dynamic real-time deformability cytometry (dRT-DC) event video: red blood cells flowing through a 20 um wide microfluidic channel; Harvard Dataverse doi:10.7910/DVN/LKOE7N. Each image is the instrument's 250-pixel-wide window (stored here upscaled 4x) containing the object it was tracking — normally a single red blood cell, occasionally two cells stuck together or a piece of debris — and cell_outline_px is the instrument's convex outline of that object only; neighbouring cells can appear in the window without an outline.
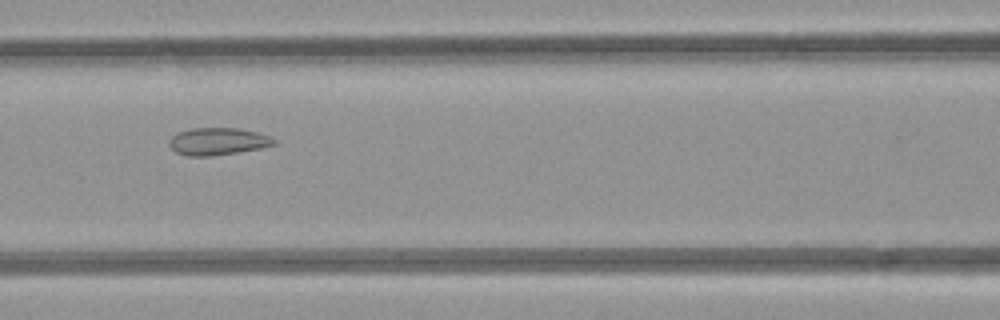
{"species": "common noctule bat (a hibernating species)", "species_latin": "Nyctalus noctula", "temperature_condition": "room temperature", "stored_images_in_passage": 7, "camera_frame_rate_fps": 3000, "um_per_image_px": 0.085, "animal": {"sex": "female", "body_mass_g": 21.9}, "frame": {"image": 1, "passage_image": 6, "time_ms": 6.667, "image_size_px": [1000, 320], "cell_outline_px": [[276, 144], [260, 148], [236, 152], [208, 156], [188, 156], [176, 152], [168, 144], [168, 140], [172, 136], [180, 132], [192, 128], [236, 128], [256, 132], [268, 136], [276, 140]], "centroid_in_image_um": [18.49, 12.02], "position_along_channel_um": 148.1, "area_um2": 16.42}}
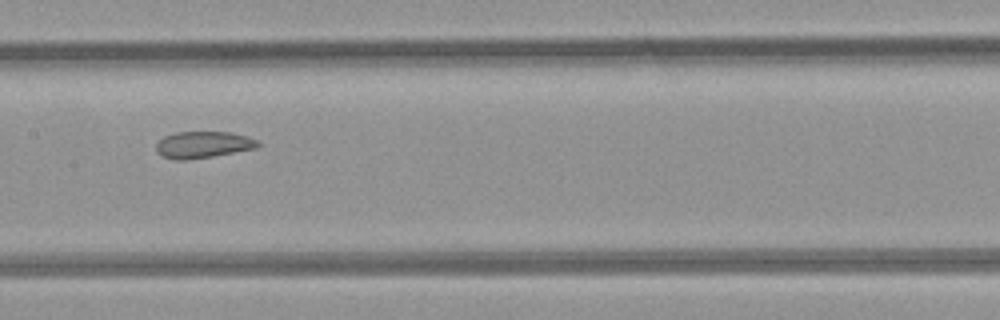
{"frame": {"image": 2, "passage_image": 7, "time_ms": 7.667, "image_size_px": [1000, 320], "cell_outline_px": [[260, 144], [256, 148], [212, 156], [188, 160], [176, 160], [164, 156], [156, 152], [156, 144], [164, 136], [176, 132], [232, 132], [248, 136], [256, 140]], "centroid_in_image_um": [17.25, 12.29], "position_along_channel_um": 190.1, "area_um2": 15.72}}